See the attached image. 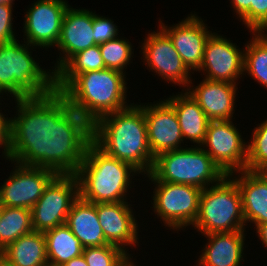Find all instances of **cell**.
<instances>
[{
  "label": "cell",
  "mask_w": 267,
  "mask_h": 266,
  "mask_svg": "<svg viewBox=\"0 0 267 266\" xmlns=\"http://www.w3.org/2000/svg\"><path fill=\"white\" fill-rule=\"evenodd\" d=\"M143 40L139 46V53L143 56L140 59L144 60L149 72L152 71L168 84H177L185 90L193 78V73L183 63L169 35L158 25L157 31L148 32Z\"/></svg>",
  "instance_id": "10"
},
{
  "label": "cell",
  "mask_w": 267,
  "mask_h": 266,
  "mask_svg": "<svg viewBox=\"0 0 267 266\" xmlns=\"http://www.w3.org/2000/svg\"><path fill=\"white\" fill-rule=\"evenodd\" d=\"M105 68L99 45L82 50L55 73V90L62 92L79 74Z\"/></svg>",
  "instance_id": "26"
},
{
  "label": "cell",
  "mask_w": 267,
  "mask_h": 266,
  "mask_svg": "<svg viewBox=\"0 0 267 266\" xmlns=\"http://www.w3.org/2000/svg\"><path fill=\"white\" fill-rule=\"evenodd\" d=\"M14 101L9 161L75 174L92 141V125L56 90Z\"/></svg>",
  "instance_id": "1"
},
{
  "label": "cell",
  "mask_w": 267,
  "mask_h": 266,
  "mask_svg": "<svg viewBox=\"0 0 267 266\" xmlns=\"http://www.w3.org/2000/svg\"><path fill=\"white\" fill-rule=\"evenodd\" d=\"M126 75L108 68L85 72L61 93L70 107L93 125L102 116L132 104L127 98L129 86Z\"/></svg>",
  "instance_id": "4"
},
{
  "label": "cell",
  "mask_w": 267,
  "mask_h": 266,
  "mask_svg": "<svg viewBox=\"0 0 267 266\" xmlns=\"http://www.w3.org/2000/svg\"><path fill=\"white\" fill-rule=\"evenodd\" d=\"M192 227L203 235L246 230L241 193L230 175L202 190Z\"/></svg>",
  "instance_id": "6"
},
{
  "label": "cell",
  "mask_w": 267,
  "mask_h": 266,
  "mask_svg": "<svg viewBox=\"0 0 267 266\" xmlns=\"http://www.w3.org/2000/svg\"><path fill=\"white\" fill-rule=\"evenodd\" d=\"M122 37L119 35L115 39L99 44V47L105 67L126 74L127 66L133 63L134 46L127 37Z\"/></svg>",
  "instance_id": "29"
},
{
  "label": "cell",
  "mask_w": 267,
  "mask_h": 266,
  "mask_svg": "<svg viewBox=\"0 0 267 266\" xmlns=\"http://www.w3.org/2000/svg\"><path fill=\"white\" fill-rule=\"evenodd\" d=\"M138 104L144 112L148 143L154 158L163 152L186 147L176 112L165 99Z\"/></svg>",
  "instance_id": "15"
},
{
  "label": "cell",
  "mask_w": 267,
  "mask_h": 266,
  "mask_svg": "<svg viewBox=\"0 0 267 266\" xmlns=\"http://www.w3.org/2000/svg\"><path fill=\"white\" fill-rule=\"evenodd\" d=\"M82 255L88 266H124L131 259L125 251L111 244L83 248Z\"/></svg>",
  "instance_id": "31"
},
{
  "label": "cell",
  "mask_w": 267,
  "mask_h": 266,
  "mask_svg": "<svg viewBox=\"0 0 267 266\" xmlns=\"http://www.w3.org/2000/svg\"><path fill=\"white\" fill-rule=\"evenodd\" d=\"M78 197L76 175L58 174L31 208L33 230L44 233L64 225L71 206Z\"/></svg>",
  "instance_id": "9"
},
{
  "label": "cell",
  "mask_w": 267,
  "mask_h": 266,
  "mask_svg": "<svg viewBox=\"0 0 267 266\" xmlns=\"http://www.w3.org/2000/svg\"><path fill=\"white\" fill-rule=\"evenodd\" d=\"M2 209H3V206L0 203V218H1V214H2Z\"/></svg>",
  "instance_id": "41"
},
{
  "label": "cell",
  "mask_w": 267,
  "mask_h": 266,
  "mask_svg": "<svg viewBox=\"0 0 267 266\" xmlns=\"http://www.w3.org/2000/svg\"><path fill=\"white\" fill-rule=\"evenodd\" d=\"M229 175L240 190L246 226L267 223V172L243 170Z\"/></svg>",
  "instance_id": "21"
},
{
  "label": "cell",
  "mask_w": 267,
  "mask_h": 266,
  "mask_svg": "<svg viewBox=\"0 0 267 266\" xmlns=\"http://www.w3.org/2000/svg\"><path fill=\"white\" fill-rule=\"evenodd\" d=\"M113 19L101 16L95 11L93 12V31L94 42L99 45L108 40L115 39L120 35L119 27L116 26ZM119 33V34H118Z\"/></svg>",
  "instance_id": "33"
},
{
  "label": "cell",
  "mask_w": 267,
  "mask_h": 266,
  "mask_svg": "<svg viewBox=\"0 0 267 266\" xmlns=\"http://www.w3.org/2000/svg\"><path fill=\"white\" fill-rule=\"evenodd\" d=\"M13 5L14 3L0 4V45L15 41L18 38L12 22L14 20Z\"/></svg>",
  "instance_id": "34"
},
{
  "label": "cell",
  "mask_w": 267,
  "mask_h": 266,
  "mask_svg": "<svg viewBox=\"0 0 267 266\" xmlns=\"http://www.w3.org/2000/svg\"><path fill=\"white\" fill-rule=\"evenodd\" d=\"M135 261L131 258L124 266H136V263Z\"/></svg>",
  "instance_id": "38"
},
{
  "label": "cell",
  "mask_w": 267,
  "mask_h": 266,
  "mask_svg": "<svg viewBox=\"0 0 267 266\" xmlns=\"http://www.w3.org/2000/svg\"><path fill=\"white\" fill-rule=\"evenodd\" d=\"M165 100L176 112L184 142L188 143L190 140L191 146H200L206 136L210 120L199 104L183 89L176 95L173 93L172 96H167Z\"/></svg>",
  "instance_id": "22"
},
{
  "label": "cell",
  "mask_w": 267,
  "mask_h": 266,
  "mask_svg": "<svg viewBox=\"0 0 267 266\" xmlns=\"http://www.w3.org/2000/svg\"><path fill=\"white\" fill-rule=\"evenodd\" d=\"M137 103L99 118L92 125V141L107 155L131 164L143 177L151 173L155 158L144 112Z\"/></svg>",
  "instance_id": "2"
},
{
  "label": "cell",
  "mask_w": 267,
  "mask_h": 266,
  "mask_svg": "<svg viewBox=\"0 0 267 266\" xmlns=\"http://www.w3.org/2000/svg\"><path fill=\"white\" fill-rule=\"evenodd\" d=\"M251 134L247 145L246 170L267 172V119L258 123Z\"/></svg>",
  "instance_id": "30"
},
{
  "label": "cell",
  "mask_w": 267,
  "mask_h": 266,
  "mask_svg": "<svg viewBox=\"0 0 267 266\" xmlns=\"http://www.w3.org/2000/svg\"><path fill=\"white\" fill-rule=\"evenodd\" d=\"M244 50V75L267 89V32H250Z\"/></svg>",
  "instance_id": "27"
},
{
  "label": "cell",
  "mask_w": 267,
  "mask_h": 266,
  "mask_svg": "<svg viewBox=\"0 0 267 266\" xmlns=\"http://www.w3.org/2000/svg\"><path fill=\"white\" fill-rule=\"evenodd\" d=\"M13 169L0 186L2 206L31 210L42 196L48 184L58 175L55 171L24 166L13 161Z\"/></svg>",
  "instance_id": "12"
},
{
  "label": "cell",
  "mask_w": 267,
  "mask_h": 266,
  "mask_svg": "<svg viewBox=\"0 0 267 266\" xmlns=\"http://www.w3.org/2000/svg\"><path fill=\"white\" fill-rule=\"evenodd\" d=\"M239 20L248 32H267V0H253V5Z\"/></svg>",
  "instance_id": "32"
},
{
  "label": "cell",
  "mask_w": 267,
  "mask_h": 266,
  "mask_svg": "<svg viewBox=\"0 0 267 266\" xmlns=\"http://www.w3.org/2000/svg\"><path fill=\"white\" fill-rule=\"evenodd\" d=\"M93 33V11L86 8L76 9L69 5L56 44L59 57L55 61V66H52L53 72L56 73L76 53L97 45Z\"/></svg>",
  "instance_id": "18"
},
{
  "label": "cell",
  "mask_w": 267,
  "mask_h": 266,
  "mask_svg": "<svg viewBox=\"0 0 267 266\" xmlns=\"http://www.w3.org/2000/svg\"><path fill=\"white\" fill-rule=\"evenodd\" d=\"M10 266H48L44 233L33 230L20 236L0 252Z\"/></svg>",
  "instance_id": "24"
},
{
  "label": "cell",
  "mask_w": 267,
  "mask_h": 266,
  "mask_svg": "<svg viewBox=\"0 0 267 266\" xmlns=\"http://www.w3.org/2000/svg\"><path fill=\"white\" fill-rule=\"evenodd\" d=\"M0 266H10V265L0 258Z\"/></svg>",
  "instance_id": "40"
},
{
  "label": "cell",
  "mask_w": 267,
  "mask_h": 266,
  "mask_svg": "<svg viewBox=\"0 0 267 266\" xmlns=\"http://www.w3.org/2000/svg\"><path fill=\"white\" fill-rule=\"evenodd\" d=\"M65 224L79 239L83 248L107 245L97 216L96 204L82 199L74 201Z\"/></svg>",
  "instance_id": "23"
},
{
  "label": "cell",
  "mask_w": 267,
  "mask_h": 266,
  "mask_svg": "<svg viewBox=\"0 0 267 266\" xmlns=\"http://www.w3.org/2000/svg\"><path fill=\"white\" fill-rule=\"evenodd\" d=\"M75 175L79 196L96 204L128 202L133 180L141 173L131 164L107 155L91 141Z\"/></svg>",
  "instance_id": "3"
},
{
  "label": "cell",
  "mask_w": 267,
  "mask_h": 266,
  "mask_svg": "<svg viewBox=\"0 0 267 266\" xmlns=\"http://www.w3.org/2000/svg\"><path fill=\"white\" fill-rule=\"evenodd\" d=\"M151 174L161 182L187 184L205 189L226 174L200 146H190L159 154Z\"/></svg>",
  "instance_id": "7"
},
{
  "label": "cell",
  "mask_w": 267,
  "mask_h": 266,
  "mask_svg": "<svg viewBox=\"0 0 267 266\" xmlns=\"http://www.w3.org/2000/svg\"><path fill=\"white\" fill-rule=\"evenodd\" d=\"M46 240V255L49 265L63 266L73 258L82 255L83 247L64 224L44 232Z\"/></svg>",
  "instance_id": "25"
},
{
  "label": "cell",
  "mask_w": 267,
  "mask_h": 266,
  "mask_svg": "<svg viewBox=\"0 0 267 266\" xmlns=\"http://www.w3.org/2000/svg\"><path fill=\"white\" fill-rule=\"evenodd\" d=\"M245 233L246 230L202 235L208 241L205 246L203 244L205 248L200 251L201 254L195 261L196 266H243Z\"/></svg>",
  "instance_id": "20"
},
{
  "label": "cell",
  "mask_w": 267,
  "mask_h": 266,
  "mask_svg": "<svg viewBox=\"0 0 267 266\" xmlns=\"http://www.w3.org/2000/svg\"><path fill=\"white\" fill-rule=\"evenodd\" d=\"M256 230L257 237L260 240V243L263 245L264 249L267 250V223L258 224L256 227H254Z\"/></svg>",
  "instance_id": "36"
},
{
  "label": "cell",
  "mask_w": 267,
  "mask_h": 266,
  "mask_svg": "<svg viewBox=\"0 0 267 266\" xmlns=\"http://www.w3.org/2000/svg\"><path fill=\"white\" fill-rule=\"evenodd\" d=\"M154 184L151 204L154 215L169 230L192 228L199 213L202 189L187 185L158 181L151 173L144 175V180ZM153 202V203H152Z\"/></svg>",
  "instance_id": "8"
},
{
  "label": "cell",
  "mask_w": 267,
  "mask_h": 266,
  "mask_svg": "<svg viewBox=\"0 0 267 266\" xmlns=\"http://www.w3.org/2000/svg\"><path fill=\"white\" fill-rule=\"evenodd\" d=\"M130 202L96 203L97 216L106 238V242L115 245L129 254V248L139 246V221ZM131 203V204H130ZM134 209V210H133ZM138 221V222H137ZM140 226V227H139Z\"/></svg>",
  "instance_id": "16"
},
{
  "label": "cell",
  "mask_w": 267,
  "mask_h": 266,
  "mask_svg": "<svg viewBox=\"0 0 267 266\" xmlns=\"http://www.w3.org/2000/svg\"><path fill=\"white\" fill-rule=\"evenodd\" d=\"M31 4L24 13L23 40L39 50L55 48L70 4L66 0H37Z\"/></svg>",
  "instance_id": "13"
},
{
  "label": "cell",
  "mask_w": 267,
  "mask_h": 266,
  "mask_svg": "<svg viewBox=\"0 0 267 266\" xmlns=\"http://www.w3.org/2000/svg\"><path fill=\"white\" fill-rule=\"evenodd\" d=\"M244 46L241 49L230 38L217 32L209 36L204 49L203 61L197 70L205 79L239 84L244 76Z\"/></svg>",
  "instance_id": "14"
},
{
  "label": "cell",
  "mask_w": 267,
  "mask_h": 266,
  "mask_svg": "<svg viewBox=\"0 0 267 266\" xmlns=\"http://www.w3.org/2000/svg\"><path fill=\"white\" fill-rule=\"evenodd\" d=\"M36 48L19 39L0 45V98L4 93L21 99L55 91V73L37 62L32 52Z\"/></svg>",
  "instance_id": "5"
},
{
  "label": "cell",
  "mask_w": 267,
  "mask_h": 266,
  "mask_svg": "<svg viewBox=\"0 0 267 266\" xmlns=\"http://www.w3.org/2000/svg\"><path fill=\"white\" fill-rule=\"evenodd\" d=\"M15 0H0V4L14 3Z\"/></svg>",
  "instance_id": "39"
},
{
  "label": "cell",
  "mask_w": 267,
  "mask_h": 266,
  "mask_svg": "<svg viewBox=\"0 0 267 266\" xmlns=\"http://www.w3.org/2000/svg\"><path fill=\"white\" fill-rule=\"evenodd\" d=\"M234 120L210 121L200 147L229 175L246 170L247 143Z\"/></svg>",
  "instance_id": "11"
},
{
  "label": "cell",
  "mask_w": 267,
  "mask_h": 266,
  "mask_svg": "<svg viewBox=\"0 0 267 266\" xmlns=\"http://www.w3.org/2000/svg\"><path fill=\"white\" fill-rule=\"evenodd\" d=\"M158 21V25L169 35L183 63L193 74L197 72L203 61L205 44L213 29L210 31L205 20L192 12L177 24L168 26L161 19Z\"/></svg>",
  "instance_id": "17"
},
{
  "label": "cell",
  "mask_w": 267,
  "mask_h": 266,
  "mask_svg": "<svg viewBox=\"0 0 267 266\" xmlns=\"http://www.w3.org/2000/svg\"><path fill=\"white\" fill-rule=\"evenodd\" d=\"M193 79L185 89L210 121L233 120L238 84L203 78L195 87Z\"/></svg>",
  "instance_id": "19"
},
{
  "label": "cell",
  "mask_w": 267,
  "mask_h": 266,
  "mask_svg": "<svg viewBox=\"0 0 267 266\" xmlns=\"http://www.w3.org/2000/svg\"><path fill=\"white\" fill-rule=\"evenodd\" d=\"M32 231L31 210L3 206L0 218V252L20 236Z\"/></svg>",
  "instance_id": "28"
},
{
  "label": "cell",
  "mask_w": 267,
  "mask_h": 266,
  "mask_svg": "<svg viewBox=\"0 0 267 266\" xmlns=\"http://www.w3.org/2000/svg\"><path fill=\"white\" fill-rule=\"evenodd\" d=\"M4 98H0L2 102ZM0 102V105H3ZM1 108V107H0ZM6 114L0 109V149H2V156L5 160L9 161L10 155V134H11V122L10 117H5ZM4 150V151H3Z\"/></svg>",
  "instance_id": "35"
},
{
  "label": "cell",
  "mask_w": 267,
  "mask_h": 266,
  "mask_svg": "<svg viewBox=\"0 0 267 266\" xmlns=\"http://www.w3.org/2000/svg\"><path fill=\"white\" fill-rule=\"evenodd\" d=\"M63 266H88V264L86 263V260L83 257V255H81L79 257L71 259L70 261L65 263Z\"/></svg>",
  "instance_id": "37"
}]
</instances>
